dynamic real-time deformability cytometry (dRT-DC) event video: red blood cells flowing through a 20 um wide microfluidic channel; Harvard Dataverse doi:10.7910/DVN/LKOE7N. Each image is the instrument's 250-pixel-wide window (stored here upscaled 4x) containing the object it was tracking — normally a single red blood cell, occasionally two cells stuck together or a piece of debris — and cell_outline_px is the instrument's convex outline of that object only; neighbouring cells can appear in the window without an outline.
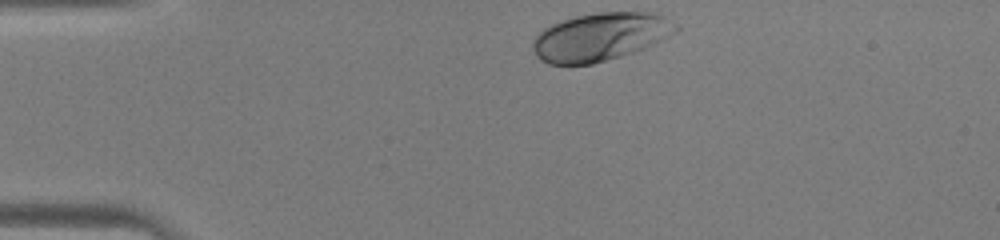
{"species": "human", "species_latin": "Homo sapiens", "temperature_condition": "warm", "stored_images_in_passage": 28, "camera_frame_rate_fps": 3000, "um_per_image_px": 0.085, "donor": {"sex": "male"}, "frame": {"image": 1, "passage_image": 1, "time_ms": 0.0, "image_size_px": [1000, 240], "cell_outline_px": [[680, 28], [676, 32], [656, 44], [620, 56], [592, 64], [548, 64], [540, 60], [536, 56], [532, 48], [532, 40], [544, 28], [552, 24], [576, 16], [600, 12], [652, 12], [664, 16]], "centroid_in_image_um": [51.03, 3.13], "position_along_channel_um": 34.0, "area_um2": 40.0}}
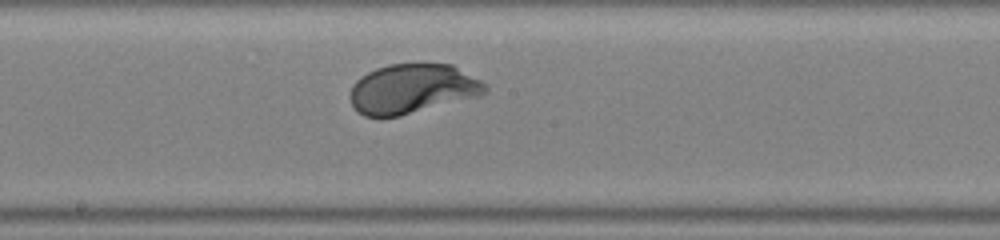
{"frame": {"image": 2, "passage_image": 16, "time_ms": 5.0, "image_size_px": [1000, 240], "cell_outline_px": [[488, 92], [480, 96], [400, 116], [364, 116], [356, 112], [348, 96], [352, 84], [360, 76], [376, 68], [388, 64], [452, 64], [480, 80], [488, 88]], "centroid_in_image_um": [35.02, 7.55], "position_along_channel_um": 213.2, "area_um2": 39.19}}
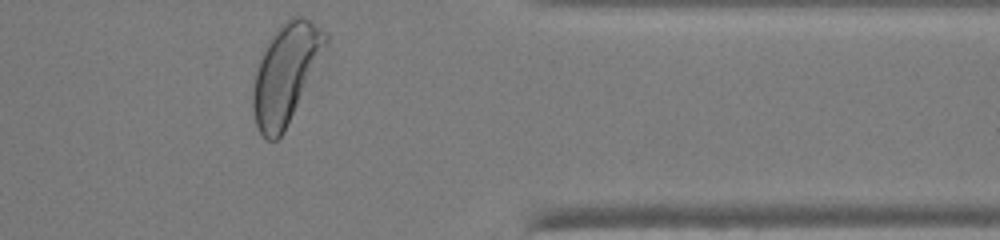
{"frame": {"image": 3, "passage_image": 28, "time_ms": 9.0, "image_size_px": [1000, 240], "cell_outline_px": [[328, 44], [284, 132], [276, 140], [268, 140], [260, 132], [256, 124], [252, 112], [252, 92], [256, 72], [264, 48], [268, 40], [280, 24], [284, 20], [292, 16], [304, 16], [328, 32]], "centroid_in_image_um": [24.29, 6.21], "position_along_channel_um": 387.1, "area_um2": 41.79}}